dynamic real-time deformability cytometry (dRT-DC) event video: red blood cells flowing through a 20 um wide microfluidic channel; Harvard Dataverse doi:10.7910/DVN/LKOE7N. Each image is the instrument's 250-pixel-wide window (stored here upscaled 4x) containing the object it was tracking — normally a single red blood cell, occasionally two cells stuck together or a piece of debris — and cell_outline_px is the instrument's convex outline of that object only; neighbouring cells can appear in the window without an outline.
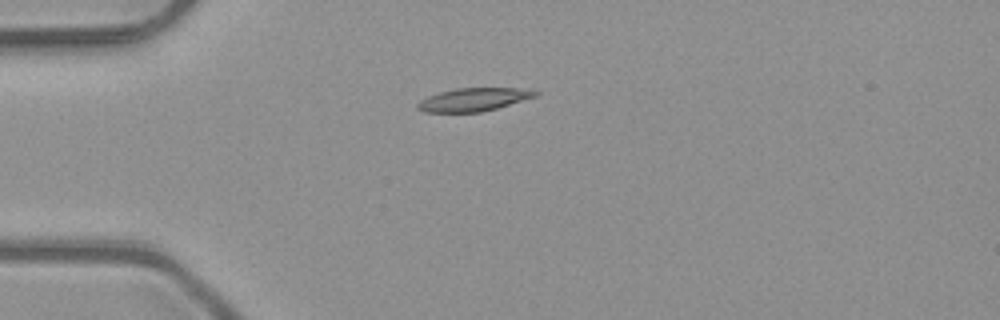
{"species": "common noctule bat (a hibernating species)", "species_latin": "Nyctalus noctula", "temperature_condition": "room temperature", "stored_images_in_passage": 4, "camera_frame_rate_fps": 3000, "um_per_image_px": 0.085, "animal": {"sex": "male", "body_mass_g": 23.1, "forearm_length_mm": 52.7}, "frame": {"image": 1, "passage_image": 2, "time_ms": 0.333, "image_size_px": [1000, 320], "cell_outline_px": [[540, 92], [536, 96], [496, 108], [480, 112], [424, 112], [416, 108], [416, 104], [420, 100], [428, 96], [440, 92], [456, 88], [516, 88]], "centroid_in_image_um": [40.19, 8.46], "position_along_channel_um": 44.8, "area_um2": 15.66}}
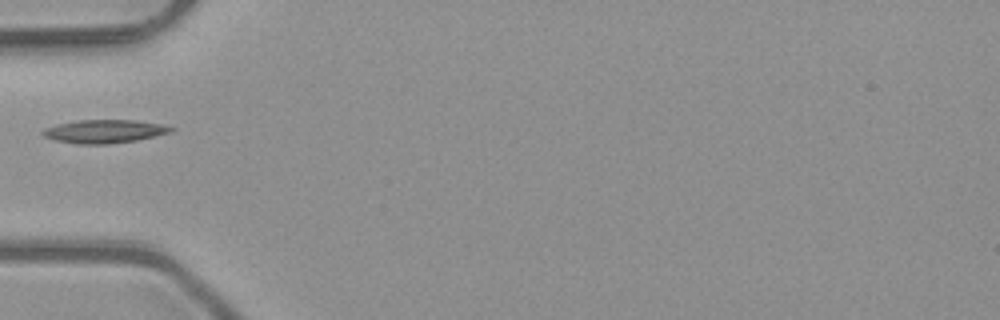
{"frame": {"image": 2, "passage_image": 3, "time_ms": 0.667, "image_size_px": [1000, 320], "cell_outline_px": [[176, 128], [172, 132], [136, 140], [108, 144], [76, 144], [56, 140], [44, 136], [40, 132], [44, 128], [56, 124], [76, 120], [136, 120], [160, 124]], "centroid_in_image_um": [8.85, 11.16], "position_along_channel_um": 76.2, "area_um2": 17.46}}
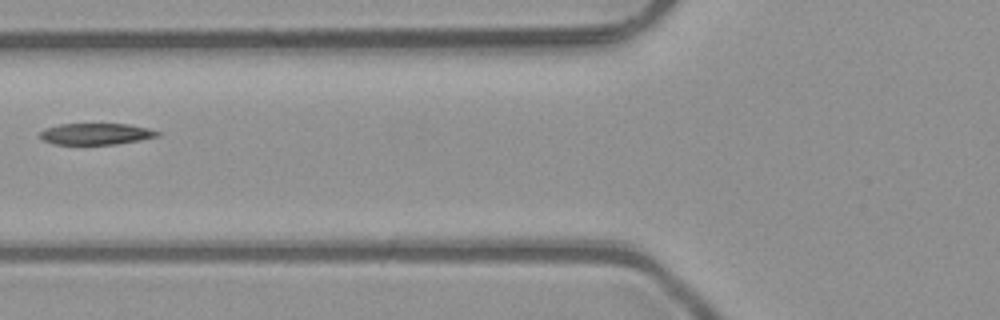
{"frame": {"image": 3, "passage_image": 4, "time_ms": 1.0, "image_size_px": [1000, 320], "cell_outline_px": [[160, 136], [140, 140], [116, 144], [56, 144], [44, 140], [40, 136], [40, 132], [44, 128], [60, 124], [128, 124], [148, 128], [160, 132]], "centroid_in_image_um": [8.18, 11.38], "position_along_channel_um": 117.6, "area_um2": 14.57}}